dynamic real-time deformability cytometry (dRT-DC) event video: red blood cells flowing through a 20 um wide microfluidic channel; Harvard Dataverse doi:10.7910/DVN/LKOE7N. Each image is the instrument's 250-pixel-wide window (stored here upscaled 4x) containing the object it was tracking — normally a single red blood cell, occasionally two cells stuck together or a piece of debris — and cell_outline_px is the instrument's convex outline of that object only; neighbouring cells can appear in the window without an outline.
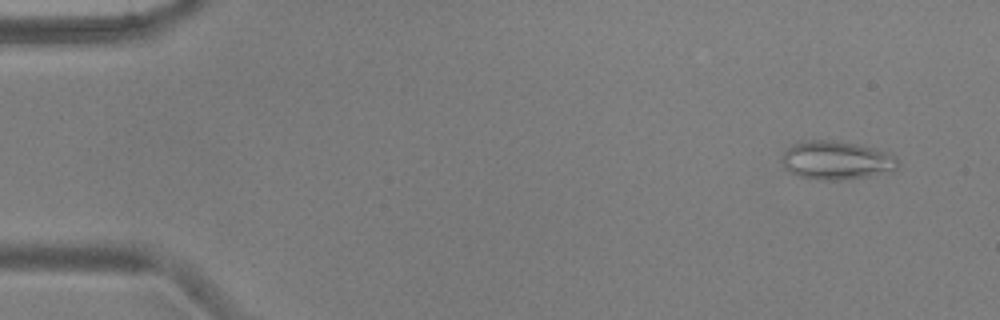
{"species": "common noctule bat (a hibernating species)", "species_latin": "Nyctalus noctula", "temperature_condition": "warm", "stored_images_in_passage": 52, "camera_frame_rate_fps": 3000, "um_per_image_px": 0.085, "animal": {"sex": "male", "body_mass_g": 17.9, "forearm_length_mm": 54.2}, "frame": {"image": 1, "passage_image": 3, "time_ms": 0.667, "image_size_px": [1000, 320], "cell_outline_px": [[896, 168], [892, 172], [868, 176], [840, 180], [820, 180], [800, 176], [784, 168], [780, 160], [784, 152], [796, 140], [828, 140], [856, 144], [872, 148], [896, 156]], "centroid_in_image_um": [71.04, 13.62], "position_along_channel_um": 14.0, "area_um2": 25.95}}
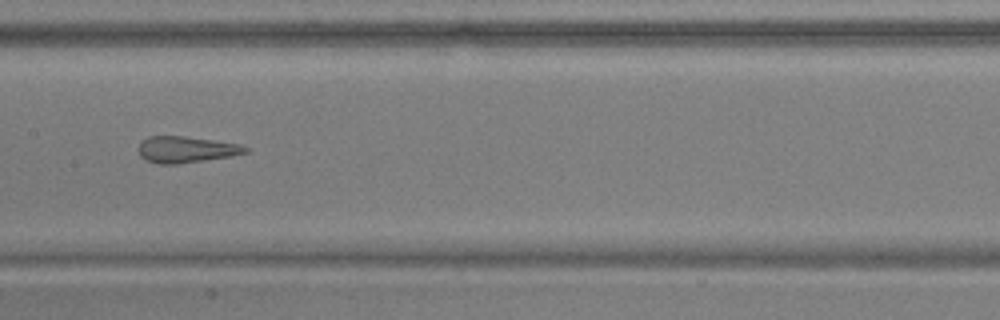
{"frame": {"image": 2, "passage_image": 26, "time_ms": 8.333, "image_size_px": [1000, 320], "cell_outline_px": [[248, 152], [232, 156], [176, 164], [156, 164], [144, 160], [140, 156], [140, 144], [148, 136], [184, 136], [240, 144], [248, 148]], "centroid_in_image_um": [15.81, 12.72], "position_along_channel_um": 191.6, "area_um2": 16.3}}
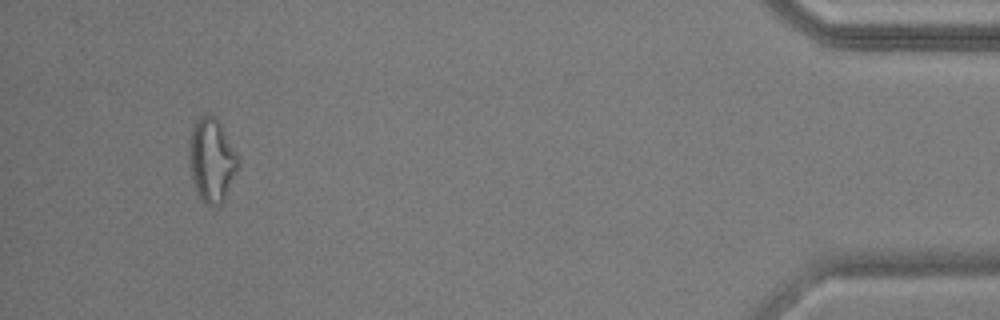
{"frame": {"image": 3, "passage_image": 49, "time_ms": 16.0, "image_size_px": [1000, 320], "cell_outline_px": [[240, 164], [224, 204], [216, 208], [208, 208], [200, 200], [196, 192], [192, 180], [188, 164], [188, 140], [192, 124], [200, 116], [212, 116], [220, 124], [240, 156]], "centroid_in_image_um": [17.99, 13.71], "position_along_channel_um": 417.2, "area_um2": 25.03}, "authors_computed_cell_mechanics": {"area_um2": 21.1259, "velocity_mm_per_s": 3.8163, "shape_relaxation_time_tau1_ms": null, "shape_relaxation_time_tau2_ms": 1.9423, "deformation_change_tau1": null, "deformation_change_tau2": 0.105}}